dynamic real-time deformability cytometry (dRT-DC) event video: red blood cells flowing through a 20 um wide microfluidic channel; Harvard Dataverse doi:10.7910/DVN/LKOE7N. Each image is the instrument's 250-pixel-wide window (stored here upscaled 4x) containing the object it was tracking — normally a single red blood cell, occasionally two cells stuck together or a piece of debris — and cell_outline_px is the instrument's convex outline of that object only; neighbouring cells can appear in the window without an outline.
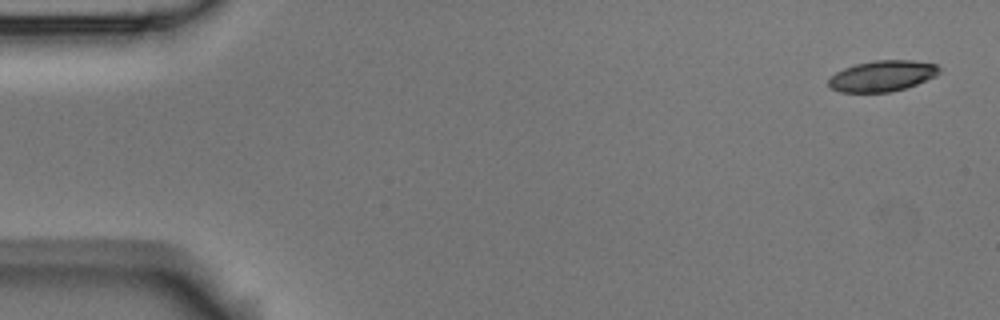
{"species": "Egyptian fruit bat (a non-hibernating species)", "species_latin": "Rousettus aegyptiacus", "temperature_condition": "room temperature", "stored_images_in_passage": 5, "camera_frame_rate_fps": 3000, "um_per_image_px": 0.085, "animal": {"sex": "male"}, "frame": {"image": 1, "passage_image": 1, "time_ms": 0.0, "image_size_px": [1000, 320], "cell_outline_px": [[940, 72], [936, 76], [916, 84], [904, 88], [888, 92], [840, 92], [832, 88], [828, 84], [828, 80], [836, 72], [844, 68], [856, 64], [876, 60], [912, 60], [936, 64], [940, 68]], "centroid_in_image_um": [75.0, 6.45], "position_along_channel_um": 10.0, "area_um2": 19.77}}
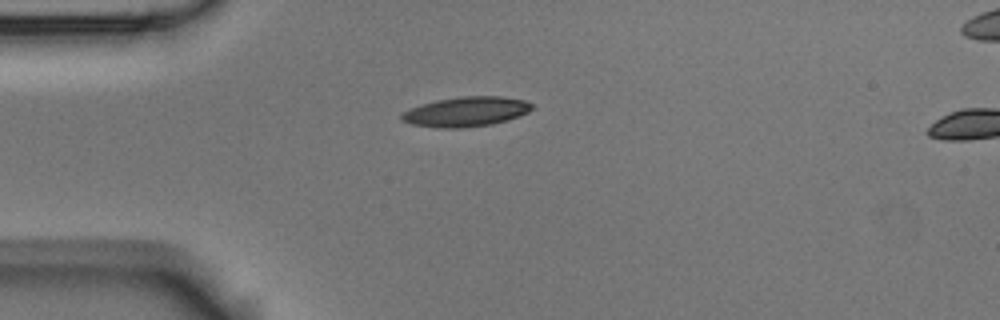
{"frame": {"image": 2, "passage_image": 4, "time_ms": 1.0, "image_size_px": [1000, 320], "cell_outline_px": [[536, 108], [520, 116], [508, 120], [492, 124], [460, 128], [440, 128], [412, 124], [400, 120], [400, 116], [404, 112], [412, 108], [436, 100], [460, 96], [500, 96], [524, 100], [532, 104]], "centroid_in_image_um": [39.66, 9.49], "position_along_channel_um": 45.3, "area_um2": 22.6}}